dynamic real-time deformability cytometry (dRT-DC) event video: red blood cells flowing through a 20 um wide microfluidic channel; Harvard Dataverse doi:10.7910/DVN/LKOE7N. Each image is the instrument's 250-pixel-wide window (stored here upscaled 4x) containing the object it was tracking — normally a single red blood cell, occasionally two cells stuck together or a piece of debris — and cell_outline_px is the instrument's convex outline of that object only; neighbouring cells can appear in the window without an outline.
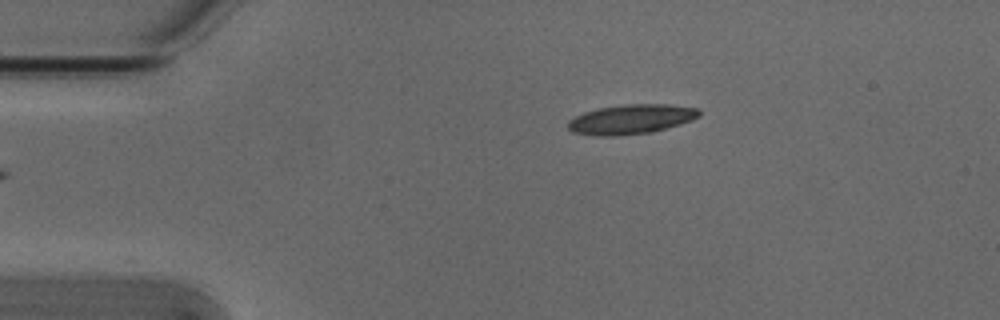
{"species": "Egyptian fruit bat (a non-hibernating species)", "species_latin": "Rousettus aegyptiacus", "temperature_condition": "cold", "stored_images_in_passage": 2, "camera_frame_rate_fps": 3000, "um_per_image_px": 0.085, "animal": {"sex": "male"}, "frame": {"image": 1, "passage_image": 2, "time_ms": 0.333, "image_size_px": [1000, 320], "cell_outline_px": [[700, 116], [692, 120], [680, 124], [652, 132], [616, 136], [592, 136], [572, 132], [568, 128], [568, 120], [584, 112], [596, 108], [624, 104], [672, 104], [700, 108]], "centroid_in_image_um": [53.65, 10.13], "position_along_channel_um": 31.4, "area_um2": 22.95}}